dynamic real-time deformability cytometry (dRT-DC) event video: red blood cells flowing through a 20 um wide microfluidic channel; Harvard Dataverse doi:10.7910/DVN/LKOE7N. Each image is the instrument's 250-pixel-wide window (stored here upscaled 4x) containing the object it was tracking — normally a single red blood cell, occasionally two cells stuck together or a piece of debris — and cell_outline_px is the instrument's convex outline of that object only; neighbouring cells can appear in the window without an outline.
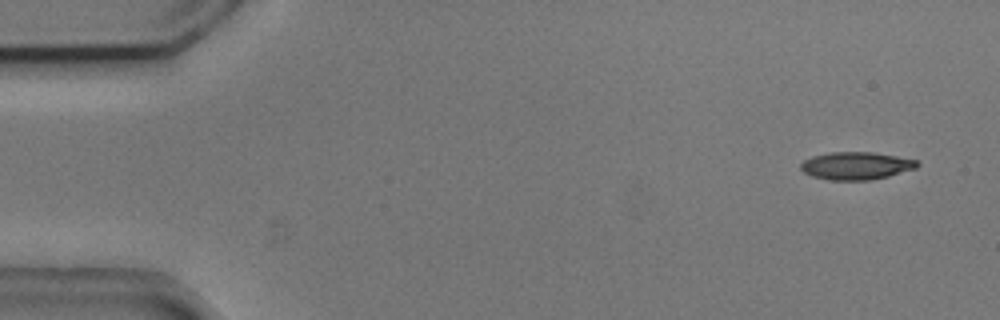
{"species": "common noctule bat (a hibernating species)", "species_latin": "Nyctalus noctula", "temperature_condition": "cold", "stored_images_in_passage": 5, "camera_frame_rate_fps": 3000, "um_per_image_px": 0.085, "animal": {"sex": "male", "body_mass_g": 20.5, "forearm_length_mm": 52.5}, "frame": {"image": 1, "passage_image": 1, "time_ms": 0.0, "image_size_px": [1000, 320], "cell_outline_px": [[920, 164], [916, 168], [888, 176], [868, 180], [828, 180], [812, 176], [804, 172], [800, 168], [800, 164], [804, 160], [812, 156], [828, 152], [872, 152], [896, 156], [916, 160]], "centroid_in_image_um": [72.74, 14.08], "position_along_channel_um": 12.3, "area_um2": 18.73}}
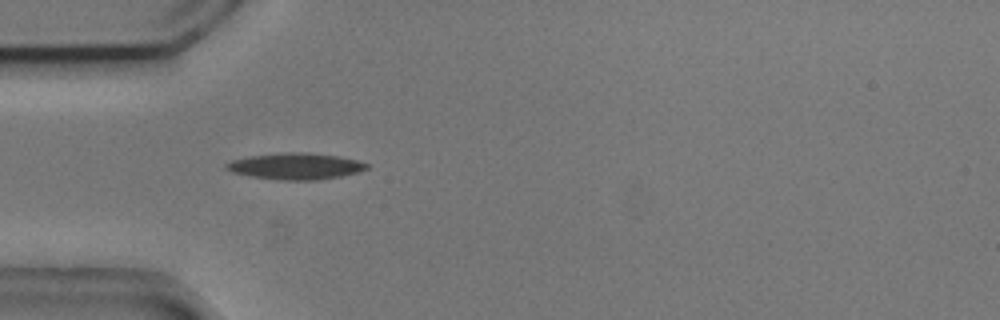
{"frame": {"image": 2, "passage_image": 4, "time_ms": 1.0, "image_size_px": [1000, 320], "cell_outline_px": [[368, 168], [356, 172], [340, 176], [316, 180], [284, 180], [252, 176], [232, 172], [224, 168], [224, 164], [232, 160], [248, 156], [280, 152], [308, 152], [336, 156], [356, 160], [368, 164]], "centroid_in_image_um": [25.07, 14.11], "position_along_channel_um": 59.9, "area_um2": 21.44}}